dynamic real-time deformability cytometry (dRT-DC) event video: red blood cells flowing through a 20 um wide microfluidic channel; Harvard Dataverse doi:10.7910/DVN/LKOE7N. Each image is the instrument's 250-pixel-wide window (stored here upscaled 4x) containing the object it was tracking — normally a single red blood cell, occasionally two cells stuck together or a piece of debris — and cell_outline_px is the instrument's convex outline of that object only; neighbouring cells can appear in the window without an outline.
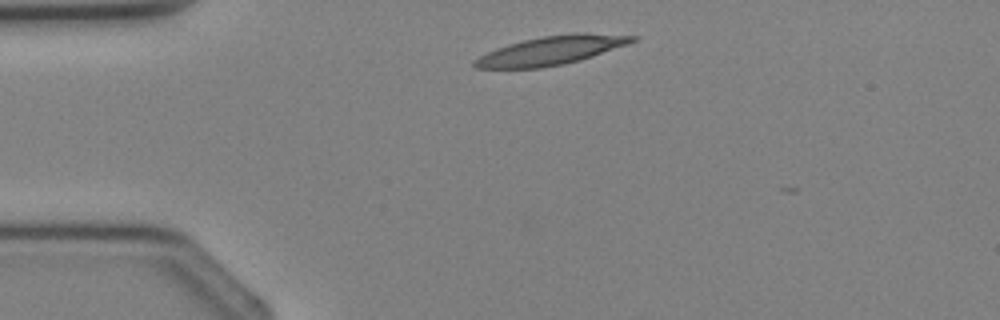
{"species": "Egyptian fruit bat (a non-hibernating species)", "species_latin": "Rousettus aegyptiacus", "temperature_condition": "cold", "stored_images_in_passage": 2, "camera_frame_rate_fps": 3000, "um_per_image_px": 0.085, "animal": {"sex": "female"}, "frame": {"image": 1, "passage_image": 1, "time_ms": 0.0, "image_size_px": [1000, 320], "cell_outline_px": [[640, 36], [636, 40], [628, 44], [580, 60], [540, 68], [476, 68], [472, 64], [472, 60], [496, 48], [508, 44], [524, 40], [544, 36], [576, 32], [580, 32]], "centroid_in_image_um": [46.85, 4.28], "position_along_channel_um": 38.1, "area_um2": 26.18}}